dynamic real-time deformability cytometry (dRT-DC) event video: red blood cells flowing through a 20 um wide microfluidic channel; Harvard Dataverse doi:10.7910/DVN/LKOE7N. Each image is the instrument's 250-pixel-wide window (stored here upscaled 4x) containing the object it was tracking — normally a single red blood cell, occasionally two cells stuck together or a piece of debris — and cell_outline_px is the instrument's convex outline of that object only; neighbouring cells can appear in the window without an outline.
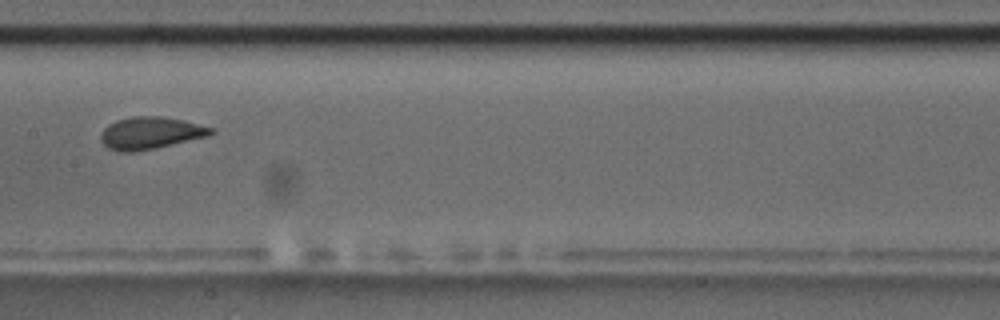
{"species": "common noctule bat (a hibernating species)", "species_latin": "Nyctalus noctula", "temperature_condition": "room temperature", "stored_images_in_passage": 12, "camera_frame_rate_fps": 3000, "um_per_image_px": 0.085, "animal": {"sex": "male", "body_mass_g": 17.5, "forearm_length_mm": 52.3}, "frame": {"image": 1, "passage_image": 4, "time_ms": 4.333, "image_size_px": [1000, 320], "cell_outline_px": [[216, 132], [208, 136], [156, 148], [132, 152], [120, 152], [108, 148], [100, 140], [100, 136], [104, 128], [108, 124], [116, 120], [132, 116], [160, 116], [184, 120], [216, 128]], "centroid_in_image_um": [12.81, 11.3], "position_along_channel_um": 194.6, "area_um2": 20.87}}